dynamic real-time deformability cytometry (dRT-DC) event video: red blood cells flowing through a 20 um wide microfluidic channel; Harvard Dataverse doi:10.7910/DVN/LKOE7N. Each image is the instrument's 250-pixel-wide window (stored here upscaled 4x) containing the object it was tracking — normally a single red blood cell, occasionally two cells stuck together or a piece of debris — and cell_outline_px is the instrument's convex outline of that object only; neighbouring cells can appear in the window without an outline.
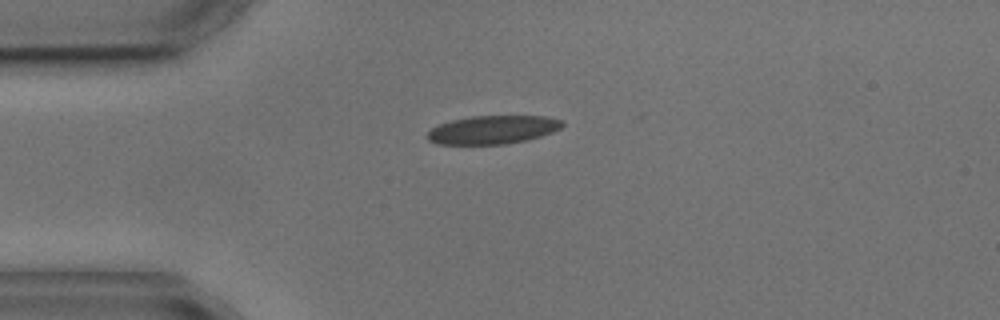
{"species": "common noctule bat (a hibernating species)", "species_latin": "Nyctalus noctula", "temperature_condition": "cold", "stored_images_in_passage": 2, "camera_frame_rate_fps": 3000, "um_per_image_px": 0.085, "animal": {"sex": "male", "body_mass_g": 17.9, "forearm_length_mm": 54.2}, "frame": {"image": 1, "passage_image": 1, "time_ms": 0.0, "image_size_px": [1000, 320], "cell_outline_px": [[564, 124], [560, 128], [552, 132], [540, 136], [524, 140], [504, 144], [436, 144], [428, 140], [428, 132], [432, 128], [440, 124], [452, 120], [472, 116], [548, 116], [564, 120]], "centroid_in_image_um": [41.9, 11.02], "position_along_channel_um": 43.1, "area_um2": 22.2}}